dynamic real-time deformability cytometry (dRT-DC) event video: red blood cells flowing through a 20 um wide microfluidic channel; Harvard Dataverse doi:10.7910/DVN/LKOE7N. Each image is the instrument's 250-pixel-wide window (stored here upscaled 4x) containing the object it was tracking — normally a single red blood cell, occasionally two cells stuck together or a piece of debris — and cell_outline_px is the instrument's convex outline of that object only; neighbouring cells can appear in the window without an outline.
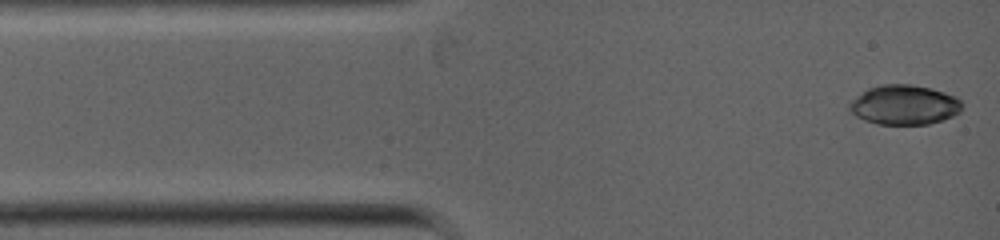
{"species": "common noctule bat (a hibernating species)", "species_latin": "Nyctalus noctula", "temperature_condition": "warm", "stored_images_in_passage": 10, "camera_frame_rate_fps": 5000, "um_per_image_px": 0.085, "animal": {"sex": "female", "body_mass_g": 19.0, "forearm_length_mm": 53.3}, "frame": {"image": 1, "passage_image": 1, "time_ms": 0.0, "image_size_px": [1000, 240], "cell_outline_px": [[964, 104], [960, 112], [952, 116], [928, 124], [876, 124], [864, 120], [856, 116], [848, 108], [848, 104], [852, 100], [868, 88], [880, 84], [912, 84], [932, 88], [944, 92], [960, 100]], "centroid_in_image_um": [76.85, 8.9], "position_along_channel_um": 8.1, "area_um2": 26.01}}
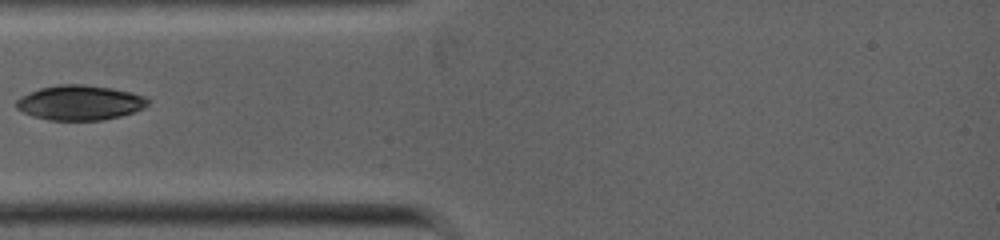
{"frame": {"image": 2, "passage_image": 6, "time_ms": 2.6, "image_size_px": [1000, 240], "cell_outline_px": [[148, 104], [144, 108], [120, 116], [104, 120], [48, 120], [32, 116], [16, 108], [16, 100], [20, 96], [40, 88], [56, 84], [80, 84], [112, 88], [132, 92], [144, 96], [148, 100]], "centroid_in_image_um": [6.77, 8.72], "position_along_channel_um": 78.2, "area_um2": 26.76}}
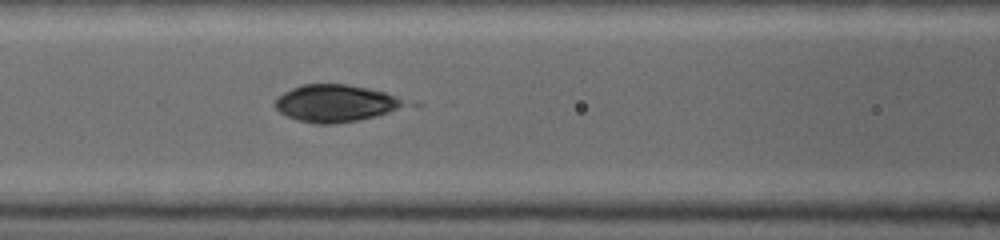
{"frame": {"image": 3, "passage_image": 8, "time_ms": 3.8, "image_size_px": [1000, 240], "cell_outline_px": [[404, 104], [388, 112], [376, 116], [336, 124], [316, 124], [296, 120], [280, 112], [272, 104], [276, 96], [292, 88], [304, 84], [348, 84], [368, 88], [384, 92], [400, 100]], "centroid_in_image_um": [28.38, 8.78], "position_along_channel_um": 138.2, "area_um2": 27.69}}